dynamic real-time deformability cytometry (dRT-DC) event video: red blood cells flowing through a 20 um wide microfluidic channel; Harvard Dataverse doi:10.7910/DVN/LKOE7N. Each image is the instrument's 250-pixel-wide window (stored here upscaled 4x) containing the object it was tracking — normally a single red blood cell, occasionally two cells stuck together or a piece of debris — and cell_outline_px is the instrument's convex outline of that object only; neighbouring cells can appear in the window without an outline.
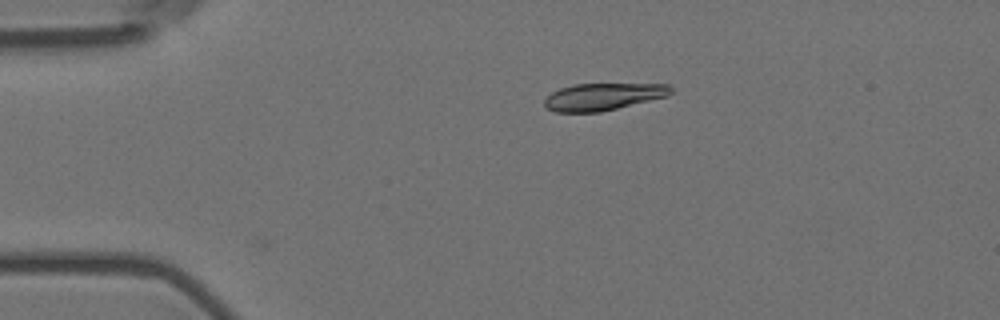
{"species": "Egyptian fruit bat (a non-hibernating species)", "species_latin": "Rousettus aegyptiacus", "temperature_condition": "room temperature", "stored_images_in_passage": 43, "camera_frame_rate_fps": 3000, "um_per_image_px": 0.085, "animal": {"sex": "female"}, "frame": {"image": 1, "passage_image": 2, "time_ms": 0.333, "image_size_px": [1000, 320], "cell_outline_px": [[672, 92], [668, 96], [600, 112], [556, 112], [548, 108], [544, 104], [544, 100], [552, 92], [560, 88], [572, 84], [668, 84], [672, 88]], "centroid_in_image_um": [51.26, 8.21], "position_along_channel_um": 33.7, "area_um2": 19.88}}
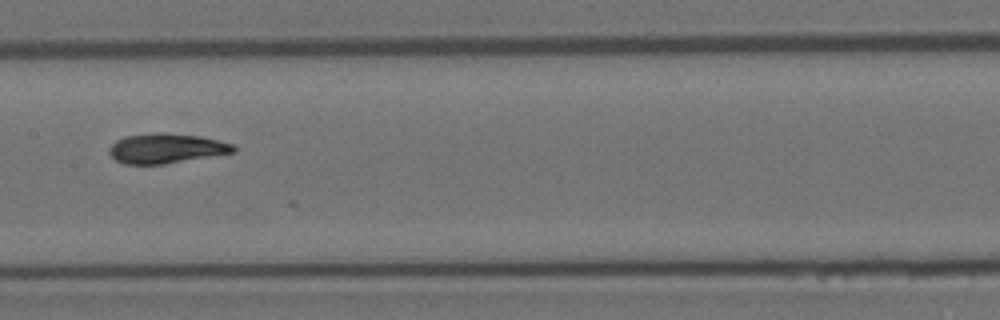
{"frame": {"image": 2, "passage_image": 19, "time_ms": 6.0, "image_size_px": [1000, 320], "cell_outline_px": [[236, 152], [164, 164], [124, 164], [116, 160], [108, 152], [108, 148], [116, 140], [124, 136], [160, 132], [200, 136], [236, 144]], "centroid_in_image_um": [14.14, 12.61], "position_along_channel_um": 193.3, "area_um2": 21.68}}
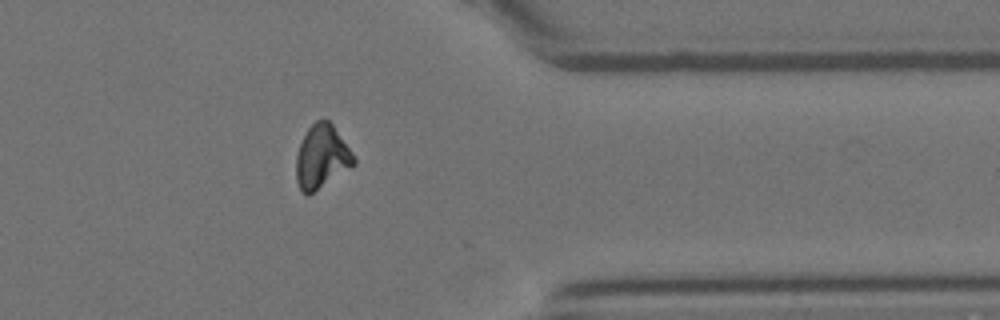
{"frame": {"image": 3, "passage_image": 36, "time_ms": 11.667, "image_size_px": [1000, 320], "cell_outline_px": [[356, 164], [308, 196], [300, 192], [296, 180], [296, 156], [300, 144], [308, 128], [316, 120], [328, 120], [332, 124], [356, 156]], "centroid_in_image_um": [27.35, 13.36], "position_along_channel_um": 384.1, "area_um2": 21.44}, "authors_computed_cell_mechanics": {"area_um2": 21.386, "velocity_mm_per_s": 3.5888, "shape_relaxation_time_tau1_ms": 7.4789, "shape_relaxation_time_tau2_ms": 3.5912, "deformation_change_tau1": 0.223, "deformation_change_tau2": 0.0523}}